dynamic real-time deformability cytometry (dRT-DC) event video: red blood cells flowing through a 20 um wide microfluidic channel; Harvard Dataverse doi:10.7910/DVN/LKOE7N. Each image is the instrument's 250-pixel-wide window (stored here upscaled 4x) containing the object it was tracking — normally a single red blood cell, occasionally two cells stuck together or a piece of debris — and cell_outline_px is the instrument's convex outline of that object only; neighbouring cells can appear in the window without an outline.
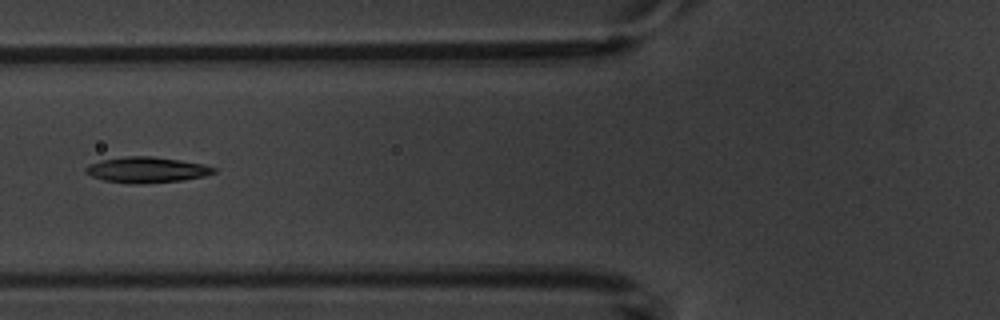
{"species": "common noctule bat (a hibernating species)", "species_latin": "Nyctalus noctula", "temperature_condition": "warm", "stored_images_in_passage": 4, "camera_frame_rate_fps": 3000, "um_per_image_px": 0.085, "animal": {"sex": "male", "body_mass_g": 20.1, "forearm_length_mm": 53.5}, "frame": {"image": 1, "passage_image": 4, "time_ms": 3.333, "image_size_px": [1000, 320], "cell_outline_px": [[216, 172], [204, 176], [184, 180], [136, 184], [132, 184], [104, 180], [92, 176], [84, 172], [84, 168], [88, 164], [100, 160], [124, 156], [152, 156], [180, 160], [204, 164], [216, 168]], "centroid_in_image_um": [12.45, 14.43], "position_along_channel_um": 113.4, "area_um2": 19.31}}